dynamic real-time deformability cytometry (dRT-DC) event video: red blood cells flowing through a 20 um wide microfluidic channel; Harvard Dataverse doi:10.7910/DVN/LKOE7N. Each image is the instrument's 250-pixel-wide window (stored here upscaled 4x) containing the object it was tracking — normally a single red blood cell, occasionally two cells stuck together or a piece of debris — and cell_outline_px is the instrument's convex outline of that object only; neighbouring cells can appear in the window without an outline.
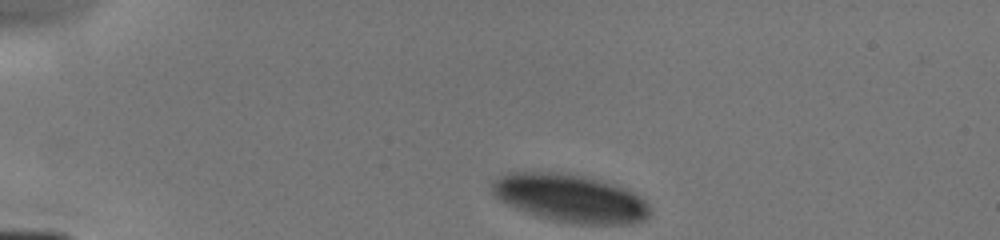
{"species": "human", "species_latin": "Homo sapiens", "temperature_condition": "cold", "stored_images_in_passage": 26, "camera_frame_rate_fps": 3000, "um_per_image_px": 0.085, "donor": {"sex": "male"}, "frame": {"image": 1, "passage_image": 1, "time_ms": 0.0, "image_size_px": [1000, 240], "cell_outline_px": [[652, 212], [644, 220], [628, 224], [576, 224], [536, 216], [516, 208], [500, 200], [492, 192], [492, 184], [500, 176], [508, 172], [560, 172], [584, 176], [612, 184], [624, 188], [632, 192], [644, 200], [648, 204]], "centroid_in_image_um": [48.48, 16.85], "position_along_channel_um": 36.5, "area_um2": 43.81}}
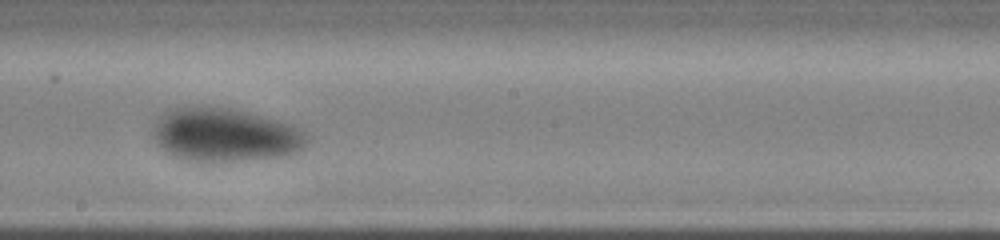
{"frame": {"image": 2, "passage_image": 16, "time_ms": 6.0, "image_size_px": [1000, 240], "cell_outline_px": [[312, 136], [296, 152], [284, 156], [256, 160], [192, 160], [176, 156], [168, 152], [156, 140], [156, 124], [160, 116], [176, 108], [228, 108], [292, 124], [300, 128]], "centroid_in_image_um": [19.25, 11.48], "position_along_channel_um": 228.9, "area_um2": 46.41}}
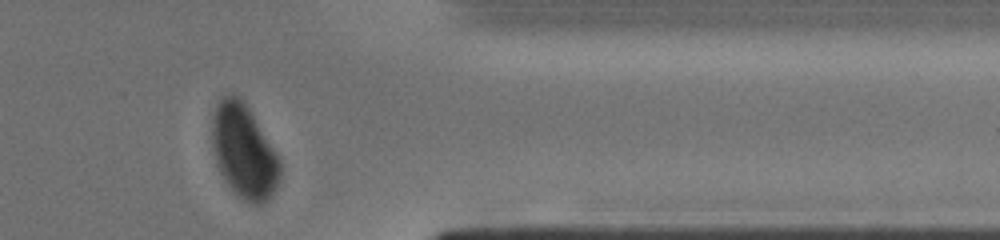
{"frame": {"image": 3, "passage_image": 26, "time_ms": 10.0, "image_size_px": [1000, 240], "cell_outline_px": [[280, 180], [276, 188], [268, 200], [260, 204], [248, 204], [236, 196], [224, 180], [216, 164], [212, 148], [212, 120], [216, 104], [220, 96], [240, 96], [244, 100], [252, 112], [280, 160]], "centroid_in_image_um": [20.72, 12.89], "position_along_channel_um": 390.7, "area_um2": 37.51}}